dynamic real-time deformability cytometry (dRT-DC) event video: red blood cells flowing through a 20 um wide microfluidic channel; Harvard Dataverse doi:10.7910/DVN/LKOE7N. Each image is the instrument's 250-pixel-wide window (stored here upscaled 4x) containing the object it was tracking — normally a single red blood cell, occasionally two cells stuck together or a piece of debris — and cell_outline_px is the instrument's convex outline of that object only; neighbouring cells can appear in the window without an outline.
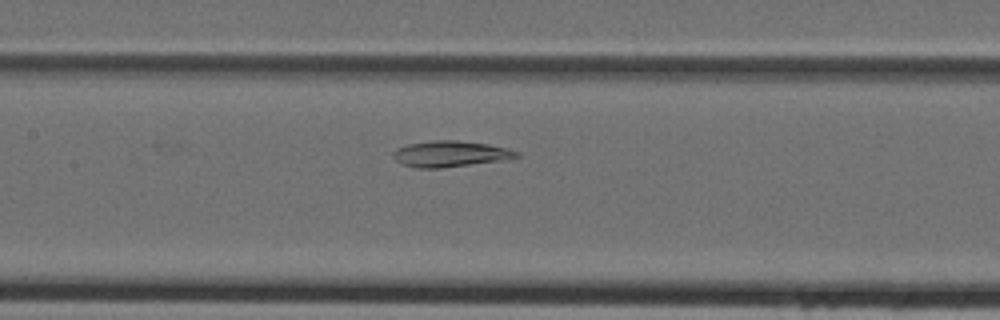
{"species": "Egyptian fruit bat (a non-hibernating species)", "species_latin": "Rousettus aegyptiacus", "temperature_condition": "cold", "stored_images_in_passage": 43, "segment_of_instrument_passage": [1, 2], "camera_frame_rate_fps": 3000, "um_per_image_px": 0.085, "animal": {"sex": "female"}, "frame": {"image": 1, "passage_image": 22, "time_ms": 7.0, "image_size_px": [1000, 320], "cell_outline_px": [[520, 156], [500, 160], [440, 168], [416, 168], [404, 164], [396, 160], [392, 156], [392, 152], [396, 148], [408, 144], [436, 140], [456, 140], [488, 144], [508, 148], [520, 152]], "centroid_in_image_um": [38.25, 13.07], "position_along_channel_um": 169.1, "area_um2": 18.5}}
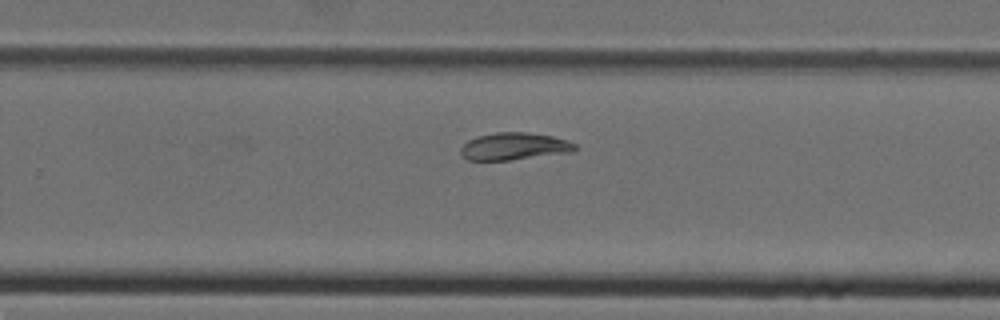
{"frame": {"image": 2, "passage_image": 30, "time_ms": 9.667, "image_size_px": [1000, 320], "cell_outline_px": [[576, 148], [572, 152], [508, 160], [468, 160], [460, 152], [460, 148], [468, 140], [476, 136], [496, 132], [528, 132], [552, 136], [568, 140], [576, 144]], "centroid_in_image_um": [43.7, 12.43], "position_along_channel_um": 286.1, "area_um2": 18.15}}
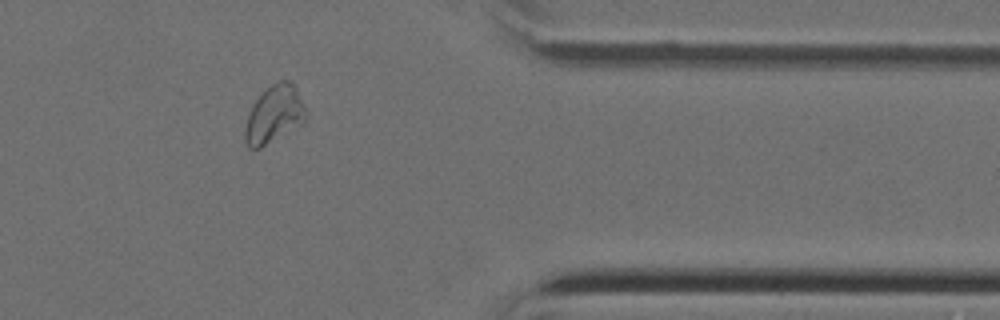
{"frame": {"image": 3, "passage_image": 38, "time_ms": 12.333, "image_size_px": [1000, 320], "cell_outline_px": [[308, 116], [304, 120], [260, 148], [248, 148], [244, 140], [244, 128], [252, 104], [272, 84], [280, 80], [292, 80], [296, 84], [308, 112]], "centroid_in_image_um": [23.32, 9.67], "position_along_channel_um": 388.1, "area_um2": 20.17}}